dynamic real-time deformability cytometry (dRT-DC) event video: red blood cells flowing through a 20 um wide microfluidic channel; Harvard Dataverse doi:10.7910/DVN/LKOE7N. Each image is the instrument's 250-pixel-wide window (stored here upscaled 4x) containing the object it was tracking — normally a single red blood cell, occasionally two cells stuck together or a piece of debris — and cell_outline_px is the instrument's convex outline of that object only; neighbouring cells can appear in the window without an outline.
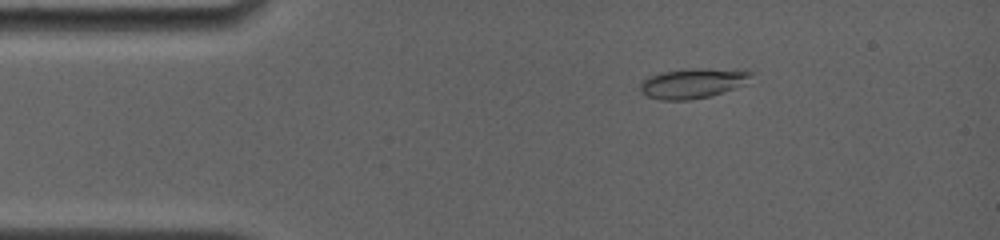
{"species": "common noctule bat (a hibernating species)", "species_latin": "Nyctalus noctula", "temperature_condition": "room temperature", "stored_images_in_passage": 21, "camera_frame_rate_fps": 4000, "um_per_image_px": 0.085, "animal": {"sex": "female", "body_mass_g": 19.0, "forearm_length_mm": 56.7}, "frame": {"image": 1, "passage_image": 2, "time_ms": 0.75, "image_size_px": [1000, 240], "cell_outline_px": [[752, 72], [744, 84], [712, 96], [688, 100], [660, 100], [648, 96], [640, 92], [640, 84], [644, 80], [660, 72], [692, 68], [708, 68]], "centroid_in_image_um": [58.82, 7.09], "position_along_channel_um": 26.2, "area_um2": 19.02}}
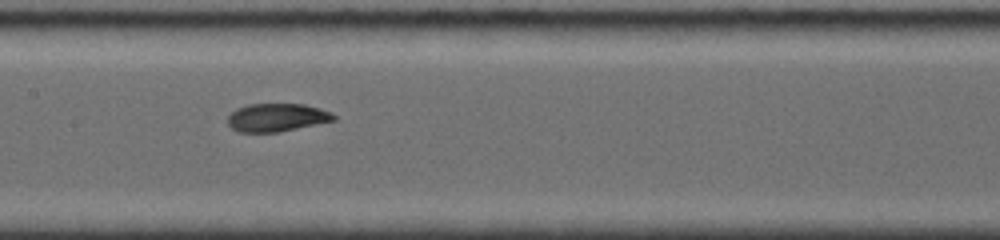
{"frame": {"image": 2, "passage_image": 12, "time_ms": 6.25, "image_size_px": [1000, 240], "cell_outline_px": [[336, 120], [276, 132], [240, 132], [232, 128], [228, 124], [228, 116], [236, 108], [248, 104], [304, 104], [320, 108], [332, 112], [336, 116]], "centroid_in_image_um": [23.53, 9.97], "position_along_channel_um": 183.9, "area_um2": 17.28}}
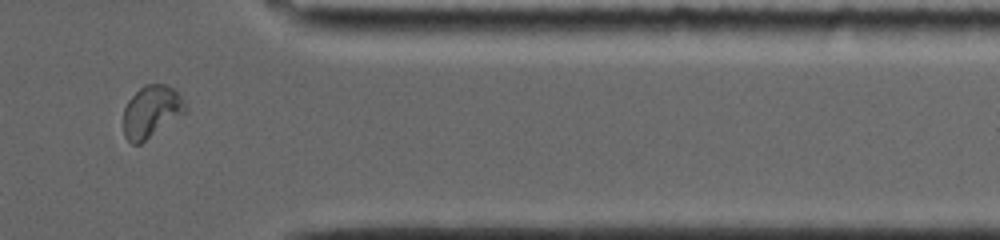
{"frame": {"image": 3, "passage_image": 19, "time_ms": 12.0, "image_size_px": [1000, 240], "cell_outline_px": [[188, 112], [140, 144], [132, 144], [124, 136], [124, 108], [128, 100], [144, 84], [164, 84], [176, 88], [188, 104]], "centroid_in_image_um": [12.93, 9.47], "position_along_channel_um": 398.5, "area_um2": 19.25}, "authors_computed_cell_mechanics": {"area_um2": 18.1492, "velocity_mm_per_s": 3.8048, "shape_relaxation_time_tau1_ms": null, "shape_relaxation_time_tau2_ms": 1.3544, "deformation_change_tau1": null, "deformation_change_tau2": 0.0332}}